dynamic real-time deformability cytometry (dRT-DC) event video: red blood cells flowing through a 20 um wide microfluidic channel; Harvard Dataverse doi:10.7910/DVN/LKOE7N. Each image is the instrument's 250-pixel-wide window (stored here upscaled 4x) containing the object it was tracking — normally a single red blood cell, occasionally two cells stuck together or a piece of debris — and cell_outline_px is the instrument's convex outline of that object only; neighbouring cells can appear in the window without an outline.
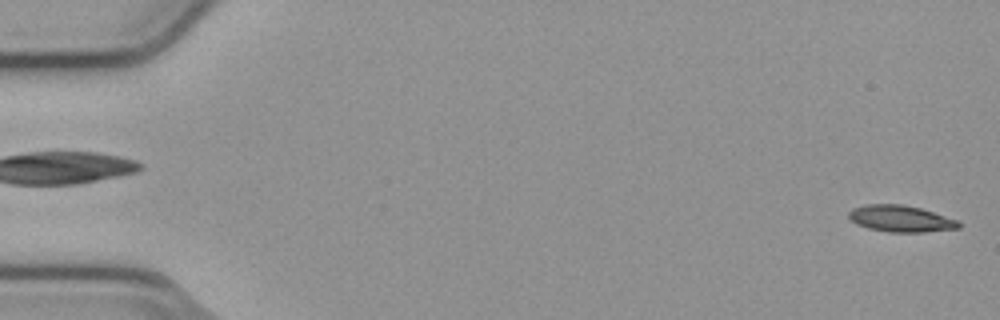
{"species": "common noctule bat (a hibernating species)", "species_latin": "Nyctalus noctula", "temperature_condition": "cold", "stored_images_in_passage": 54, "camera_frame_rate_fps": 3000, "um_per_image_px": 0.085, "animal": {"sex": "male", "body_mass_g": 23.1, "forearm_length_mm": 52.7}, "frame": {"image": 1, "passage_image": 1, "time_ms": 0.0, "image_size_px": [1000, 320], "cell_outline_px": [[960, 228], [924, 232], [888, 232], [868, 228], [856, 224], [848, 216], [848, 212], [852, 208], [864, 204], [904, 204], [920, 208], [960, 220]], "centroid_in_image_um": [76.56, 18.58], "position_along_channel_um": 8.4, "area_um2": 17.17}}
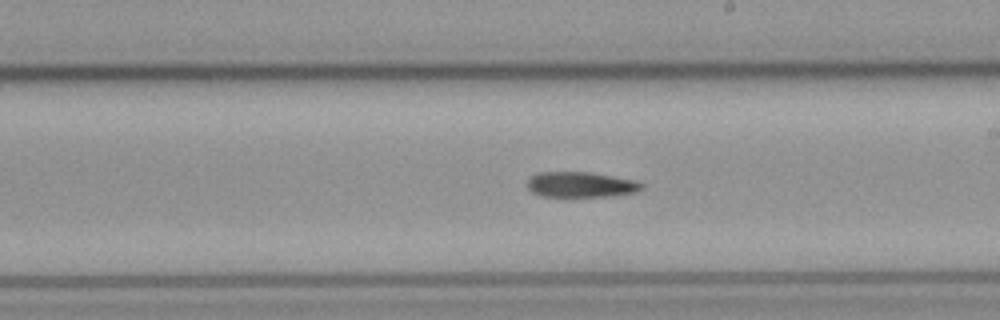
{"frame": {"image": 2, "passage_image": 31, "time_ms": 10.0, "image_size_px": [1000, 320], "cell_outline_px": [[644, 188], [636, 192], [612, 196], [540, 196], [532, 192], [528, 188], [528, 180], [532, 176], [540, 172], [588, 172], [636, 180], [644, 184]], "centroid_in_image_um": [49.4, 15.69], "position_along_channel_um": 239.6, "area_um2": 16.88}}
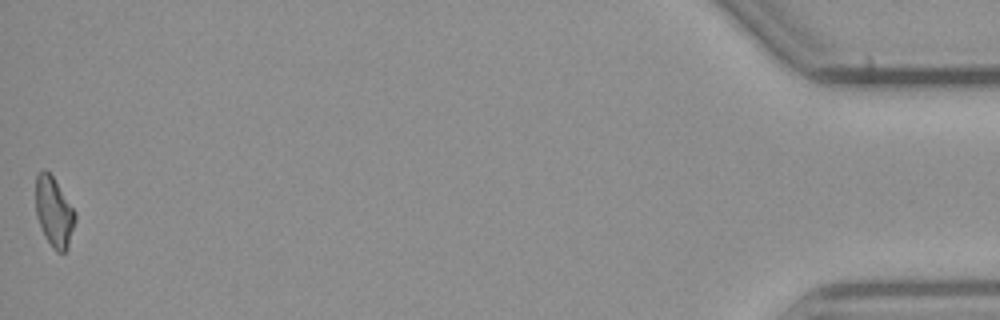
{"frame": {"image": 3, "passage_image": 54, "time_ms": 17.667, "image_size_px": [1000, 320], "cell_outline_px": [[76, 220], [68, 248], [64, 252], [56, 252], [52, 248], [44, 236], [36, 216], [36, 176], [44, 168], [52, 176], [76, 212]], "centroid_in_image_um": [4.59, 18.06], "position_along_channel_um": 430.6, "area_um2": 16.07}}